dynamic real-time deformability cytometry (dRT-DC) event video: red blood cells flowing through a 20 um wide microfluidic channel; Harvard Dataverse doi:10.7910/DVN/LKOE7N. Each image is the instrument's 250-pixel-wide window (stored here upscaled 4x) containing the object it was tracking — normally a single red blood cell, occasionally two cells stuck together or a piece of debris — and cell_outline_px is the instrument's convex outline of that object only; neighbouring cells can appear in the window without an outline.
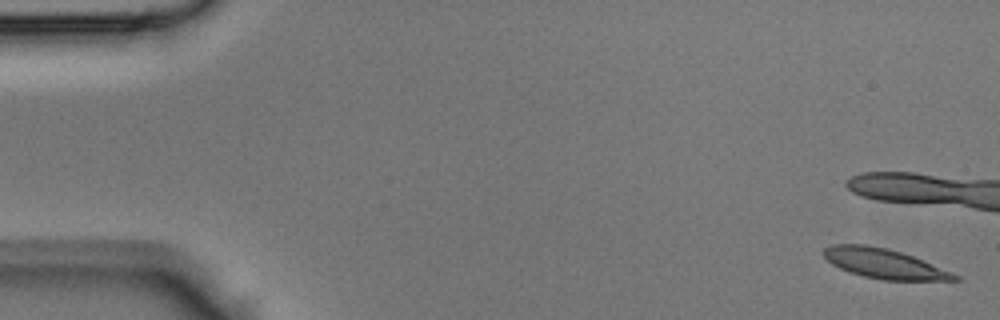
{"species": "Egyptian fruit bat (a non-hibernating species)", "species_latin": "Rousettus aegyptiacus", "temperature_condition": "room temperature", "stored_images_in_passage": 10, "camera_frame_rate_fps": 3000, "um_per_image_px": 0.085, "animal": {"sex": "male"}, "frame": {"image": 1, "passage_image": 1, "time_ms": 0.0, "image_size_px": [1000, 320], "cell_outline_px": [[960, 280], [884, 280], [864, 276], [840, 268], [832, 264], [824, 256], [824, 248], [832, 244], [868, 244], [888, 248], [912, 256], [952, 272], [960, 276]], "centroid_in_image_um": [75.15, 22.39], "position_along_channel_um": 9.9, "area_um2": 22.43}}